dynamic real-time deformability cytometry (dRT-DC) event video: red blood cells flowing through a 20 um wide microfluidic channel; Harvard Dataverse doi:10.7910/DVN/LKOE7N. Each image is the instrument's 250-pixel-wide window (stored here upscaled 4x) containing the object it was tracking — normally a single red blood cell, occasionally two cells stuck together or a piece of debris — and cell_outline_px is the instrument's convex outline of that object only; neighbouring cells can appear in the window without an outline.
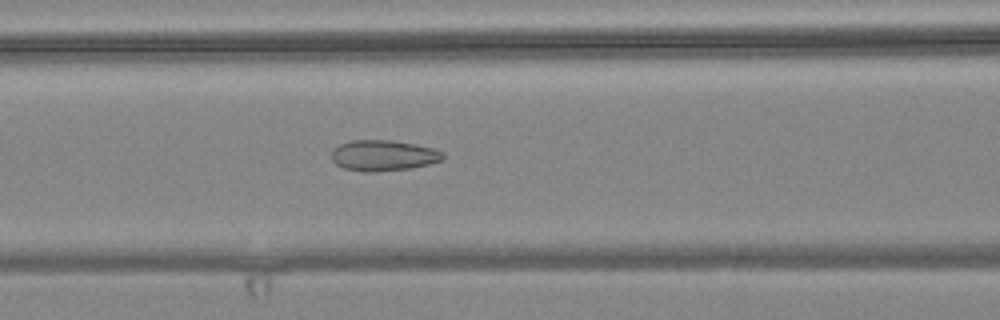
{"species": "common noctule bat (a hibernating species)", "species_latin": "Nyctalus noctula", "temperature_condition": "warm", "stored_images_in_passage": 45, "camera_frame_rate_fps": 3000, "um_per_image_px": 0.085, "animal": {"sex": "female", "body_mass_g": 24.6, "forearm_length_mm": 56.2}, "frame": {"image": 1, "passage_image": 12, "time_ms": 3.667, "image_size_px": [1000, 320], "cell_outline_px": [[444, 160], [412, 168], [376, 172], [364, 172], [344, 168], [336, 164], [332, 160], [332, 148], [340, 144], [352, 140], [392, 140], [416, 144], [436, 148], [444, 152]], "centroid_in_image_um": [32.61, 13.21], "position_along_channel_um": 134.0, "area_um2": 20.29}}
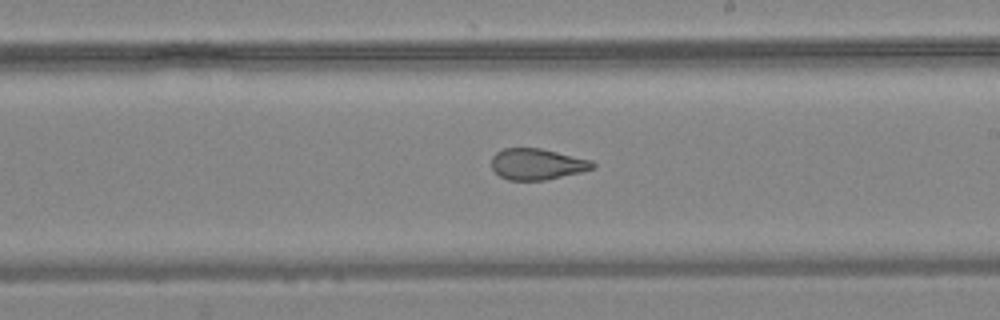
{"frame": {"image": 2, "passage_image": 21, "time_ms": 6.667, "image_size_px": [1000, 320], "cell_outline_px": [[596, 164], [592, 168], [580, 172], [544, 180], [508, 180], [500, 176], [492, 168], [492, 156], [496, 152], [504, 148], [540, 148], [592, 160]], "centroid_in_image_um": [45.63, 13.94], "position_along_channel_um": 243.4, "area_um2": 18.21}}
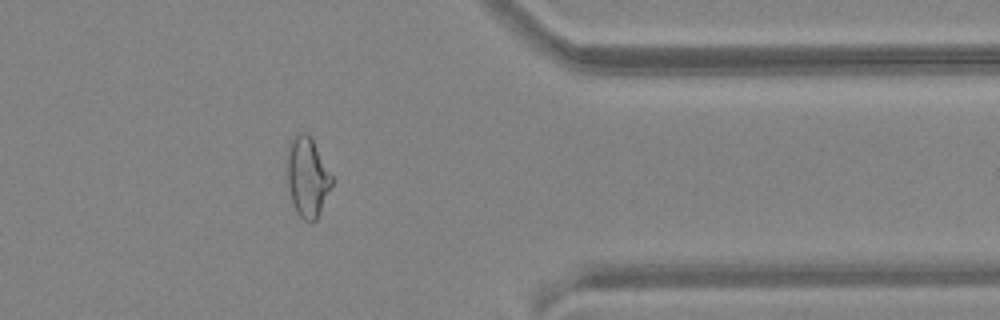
{"frame": {"image": 3, "passage_image": 34, "time_ms": 11.0, "image_size_px": [1000, 320], "cell_outline_px": [[332, 184], [320, 212], [316, 220], [304, 220], [296, 212], [292, 204], [288, 188], [284, 160], [292, 136], [300, 132], [304, 132], [312, 140], [332, 176]], "centroid_in_image_um": [26.06, 15.04], "position_along_channel_um": 385.3, "area_um2": 20.87}, "authors_computed_cell_mechanics": {"area_um2": 20.4612, "velocity_mm_per_s": 3.6485, "shape_relaxation_time_tau1_ms": null, "shape_relaxation_time_tau2_ms": 1.6204, "deformation_change_tau1": null, "deformation_change_tau2": 0.0786}}